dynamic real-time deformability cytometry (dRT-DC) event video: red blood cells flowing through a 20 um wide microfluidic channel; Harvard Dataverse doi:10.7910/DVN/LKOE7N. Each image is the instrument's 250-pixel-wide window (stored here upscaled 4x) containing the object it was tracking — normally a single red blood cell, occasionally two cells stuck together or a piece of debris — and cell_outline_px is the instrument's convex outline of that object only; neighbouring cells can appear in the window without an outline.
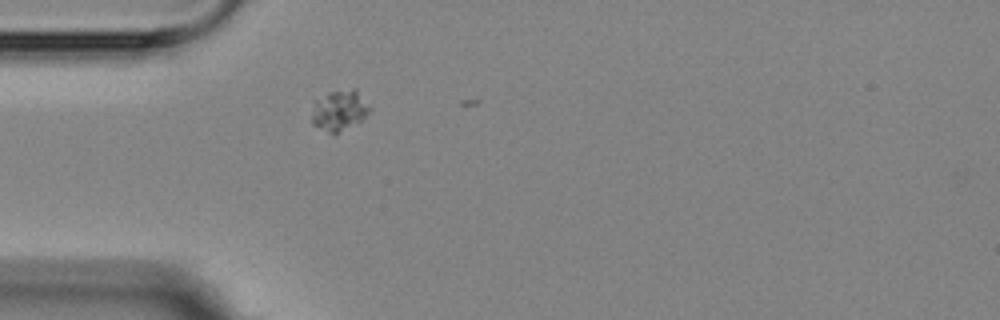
{"species": "Egyptian fruit bat (a non-hibernating species)", "species_latin": "Rousettus aegyptiacus", "temperature_condition": "room temperature", "stored_images_in_passage": 1, "camera_frame_rate_fps": 3000, "um_per_image_px": 0.085, "animal": {"sex": "female"}, "frame": {"image": 1, "passage_image": 1, "time_ms": 0.0, "image_size_px": [1000, 320], "cell_outline_px": [[372, 112], [360, 120], [336, 132], [328, 132], [312, 124], [312, 112], [316, 100], [328, 92], [352, 88], [356, 88], [372, 108]], "centroid_in_image_um": [28.88, 9.33], "position_along_channel_um": 56.1, "area_um2": 13.47}}